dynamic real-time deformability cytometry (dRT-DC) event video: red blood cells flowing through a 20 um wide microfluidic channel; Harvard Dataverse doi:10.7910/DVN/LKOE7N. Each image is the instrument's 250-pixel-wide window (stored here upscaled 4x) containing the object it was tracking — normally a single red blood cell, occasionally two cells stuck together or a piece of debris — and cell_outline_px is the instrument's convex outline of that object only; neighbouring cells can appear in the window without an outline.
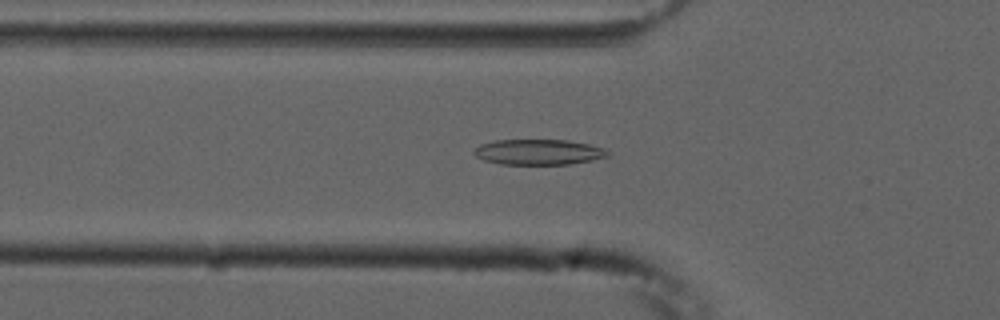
{"species": "common noctule bat (a hibernating species)", "species_latin": "Nyctalus noctula", "temperature_condition": "cold", "stored_images_in_passage": 54, "camera_frame_rate_fps": 3000, "um_per_image_px": 0.085, "animal": {"sex": "male", "forearm_length_mm": 52.5}, "frame": {"image": 1, "passage_image": 18, "time_ms": 5.667, "image_size_px": [1000, 320], "cell_outline_px": [[612, 152], [608, 156], [592, 160], [568, 164], [500, 164], [484, 160], [476, 156], [472, 152], [480, 144], [492, 140], [568, 140], [588, 144], [604, 148]], "centroid_in_image_um": [45.78, 12.92], "position_along_channel_um": 80.0, "area_um2": 19.88}}
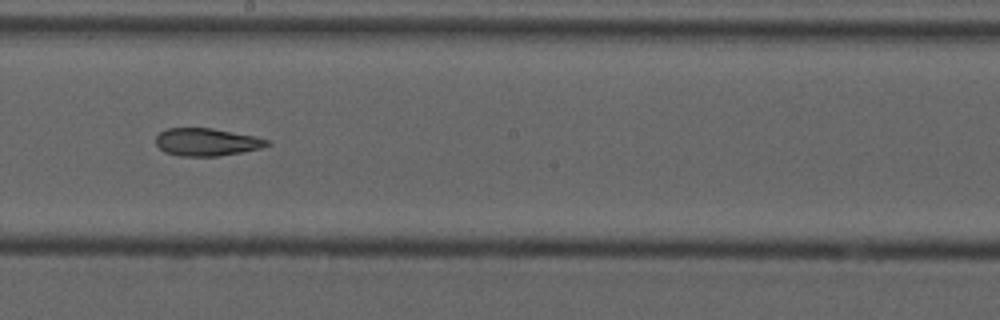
{"frame": {"image": 2, "passage_image": 30, "time_ms": 9.667, "image_size_px": [1000, 320], "cell_outline_px": [[272, 144], [260, 148], [240, 152], [216, 156], [180, 156], [164, 152], [156, 144], [156, 136], [160, 132], [168, 128], [212, 128], [272, 140]], "centroid_in_image_um": [17.56, 12.07], "position_along_channel_um": 230.6, "area_um2": 17.8}}
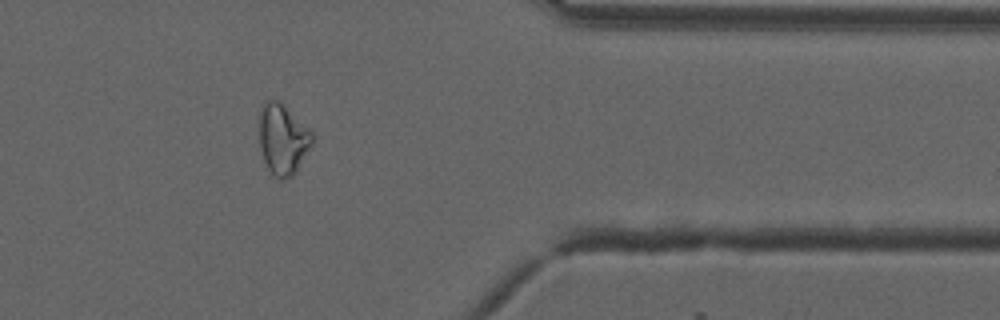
{"frame": {"image": 3, "passage_image": 44, "time_ms": 14.333, "image_size_px": [1000, 320], "cell_outline_px": [[312, 144], [296, 172], [292, 176], [280, 180], [268, 168], [264, 160], [260, 148], [260, 112], [264, 104], [268, 100], [276, 100], [308, 128], [312, 132]], "centroid_in_image_um": [24.04, 11.88], "position_along_channel_um": 387.4, "area_um2": 21.04}, "authors_computed_cell_mechanics": {"area_um2": 20.6635, "velocity_mm_per_s": 3.7549, "shape_relaxation_time_tau1_ms": null, "shape_relaxation_time_tau2_ms": 3.7455, "deformation_change_tau1": null, "deformation_change_tau2": 0.1236}}